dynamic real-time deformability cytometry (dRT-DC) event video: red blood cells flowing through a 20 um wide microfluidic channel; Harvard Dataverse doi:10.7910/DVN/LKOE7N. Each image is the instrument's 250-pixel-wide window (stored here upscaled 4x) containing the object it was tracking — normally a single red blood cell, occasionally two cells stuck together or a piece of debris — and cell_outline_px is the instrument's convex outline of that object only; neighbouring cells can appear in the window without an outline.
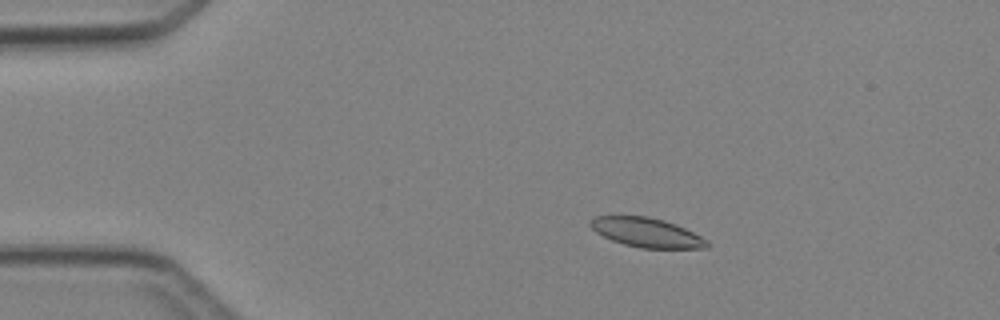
{"species": "Egyptian fruit bat (a non-hibernating species)", "species_latin": "Rousettus aegyptiacus", "temperature_condition": "cold", "stored_images_in_passage": 6, "camera_frame_rate_fps": 3000, "um_per_image_px": 0.085, "animal": {"sex": "female"}, "frame": {"image": 1, "passage_image": 3, "time_ms": 2.667, "image_size_px": [1000, 320], "cell_outline_px": [[708, 248], [640, 248], [624, 244], [612, 240], [596, 232], [588, 224], [588, 220], [596, 216], [648, 216], [664, 220], [676, 224], [708, 240]], "centroid_in_image_um": [54.94, 19.76], "position_along_channel_um": 30.1, "area_um2": 19.88}}
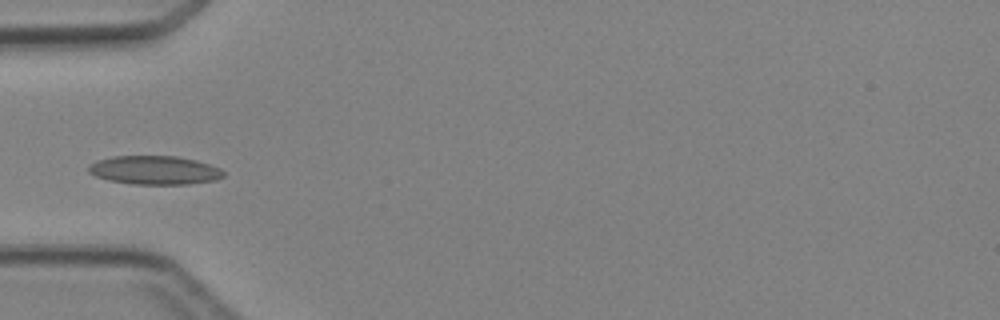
{"frame": {"image": 2, "passage_image": 5, "time_ms": 5.0, "image_size_px": [1000, 320], "cell_outline_px": [[224, 176], [216, 180], [188, 184], [132, 184], [108, 180], [96, 176], [88, 172], [88, 168], [96, 160], [112, 156], [176, 156], [196, 160], [220, 168], [224, 172]], "centroid_in_image_um": [13.14, 14.46], "position_along_channel_um": 71.9, "area_um2": 22.54}}
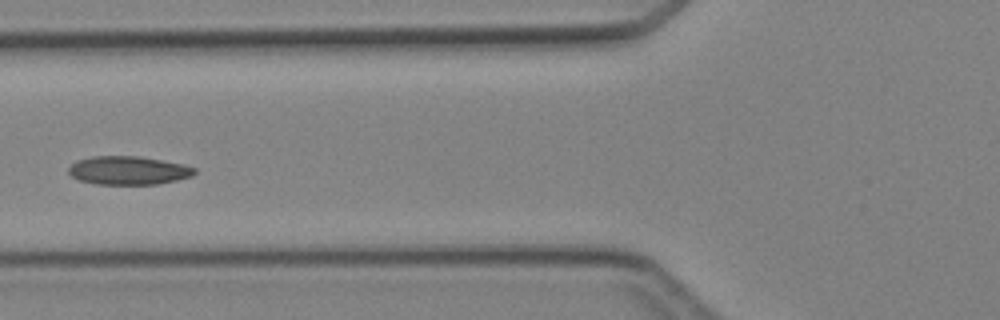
{"frame": {"image": 3, "passage_image": 6, "time_ms": 6.0, "image_size_px": [1000, 320], "cell_outline_px": [[196, 172], [192, 176], [176, 180], [156, 184], [96, 184], [80, 180], [72, 176], [68, 172], [68, 168], [76, 160], [92, 156], [140, 156], [184, 164], [196, 168]], "centroid_in_image_um": [10.91, 14.48], "position_along_channel_um": 114.9, "area_um2": 20.92}}